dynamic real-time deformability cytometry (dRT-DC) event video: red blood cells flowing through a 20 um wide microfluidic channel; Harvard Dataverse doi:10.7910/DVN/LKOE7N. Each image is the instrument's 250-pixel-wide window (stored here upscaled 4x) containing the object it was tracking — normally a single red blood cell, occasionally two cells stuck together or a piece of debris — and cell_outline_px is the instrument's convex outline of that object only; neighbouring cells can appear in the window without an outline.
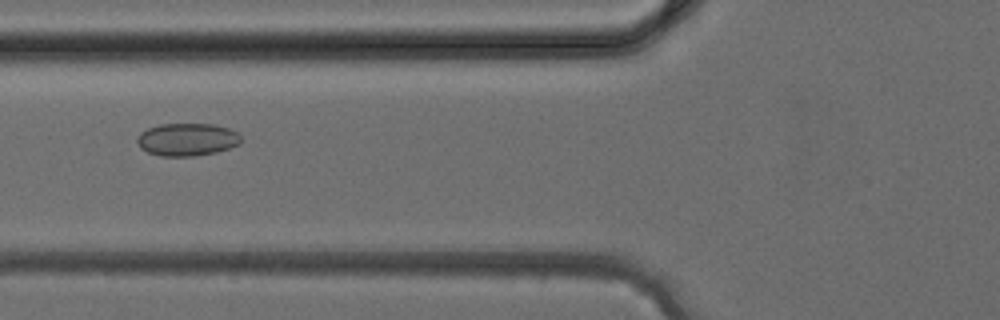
{"species": "common noctule bat (a hibernating species)", "species_latin": "Nyctalus noctula", "temperature_condition": "cold", "stored_images_in_passage": 38, "camera_frame_rate_fps": 3000, "um_per_image_px": 0.085, "animal": {"sex": "female", "body_mass_g": 24.6, "forearm_length_mm": 56.2}, "frame": {"image": 1, "passage_image": 15, "time_ms": 4.667, "image_size_px": [1000, 320], "cell_outline_px": [[240, 144], [216, 152], [196, 156], [160, 156], [148, 152], [140, 148], [136, 140], [136, 136], [140, 132], [148, 128], [160, 124], [212, 124], [228, 128], [236, 132], [240, 136]], "centroid_in_image_um": [15.86, 11.86], "position_along_channel_um": 109.9, "area_um2": 19.83}}
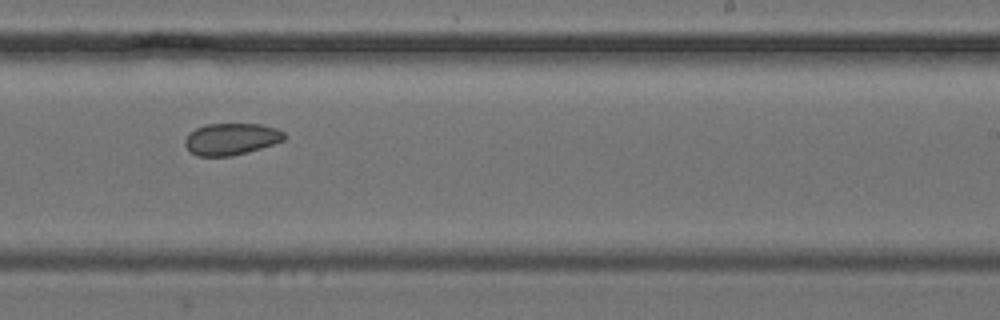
{"frame": {"image": 2, "passage_image": 24, "time_ms": 7.667, "image_size_px": [1000, 320], "cell_outline_px": [[284, 140], [248, 152], [232, 156], [196, 156], [184, 144], [184, 140], [188, 132], [196, 128], [208, 124], [260, 124], [276, 128], [284, 132]], "centroid_in_image_um": [19.62, 11.81], "position_along_channel_um": 269.4, "area_um2": 18.32}}
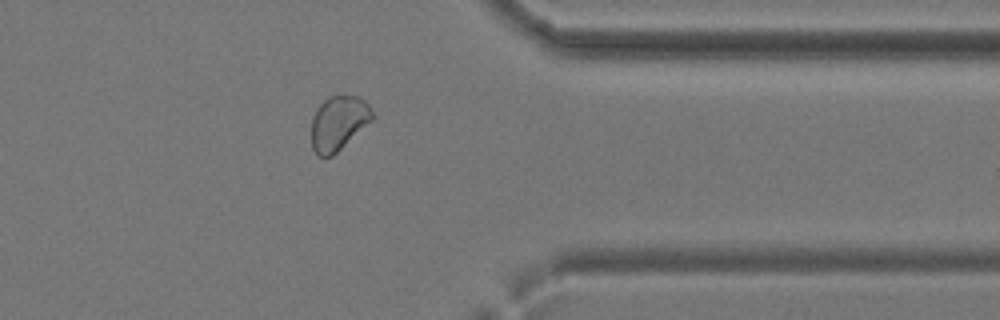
{"frame": {"image": 3, "passage_image": 31, "time_ms": 10.0, "image_size_px": [1000, 320], "cell_outline_px": [[376, 116], [372, 120], [332, 156], [316, 156], [312, 148], [312, 116], [316, 108], [328, 96], [356, 96], [364, 100], [368, 104]], "centroid_in_image_um": [28.76, 10.45], "position_along_channel_um": 382.6, "area_um2": 19.25}}